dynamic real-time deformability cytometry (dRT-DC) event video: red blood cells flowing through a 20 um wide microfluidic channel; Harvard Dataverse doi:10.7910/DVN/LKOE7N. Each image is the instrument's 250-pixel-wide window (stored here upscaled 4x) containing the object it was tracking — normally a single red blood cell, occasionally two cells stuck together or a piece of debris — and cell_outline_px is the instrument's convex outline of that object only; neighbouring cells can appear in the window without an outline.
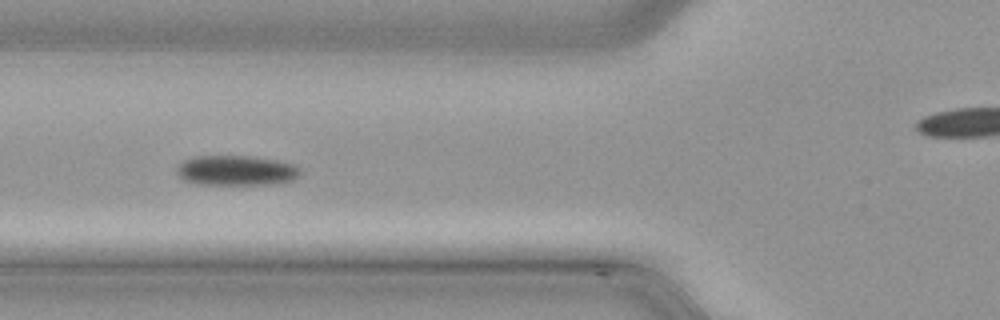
{"species": "common noctule bat (a hibernating species)", "species_latin": "Nyctalus noctula", "temperature_condition": "cold", "stored_images_in_passage": 28, "camera_frame_rate_fps": 3000, "um_per_image_px": 0.085, "animal": {"sex": "male", "body_mass_g": 21.5, "forearm_length_mm": 52.0}, "frame": {"image": 1, "passage_image": 4, "time_ms": 1.0, "image_size_px": [1000, 320], "cell_outline_px": [[300, 176], [292, 180], [272, 184], [200, 184], [184, 180], [176, 172], [176, 168], [184, 160], [192, 156], [252, 156], [276, 160], [292, 164], [300, 168]], "centroid_in_image_um": [20.08, 14.48], "position_along_channel_um": 105.7, "area_um2": 21.56}}
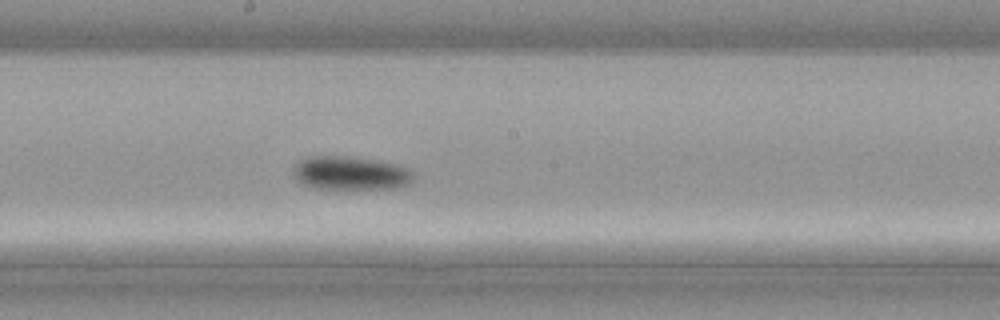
{"frame": {"image": 2, "passage_image": 12, "time_ms": 3.667, "image_size_px": [1000, 320], "cell_outline_px": [[412, 184], [396, 188], [312, 188], [296, 180], [292, 172], [292, 168], [300, 160], [308, 156], [344, 156], [372, 160], [396, 164], [412, 172]], "centroid_in_image_um": [29.74, 14.72], "position_along_channel_um": 218.5, "area_um2": 23.29}}
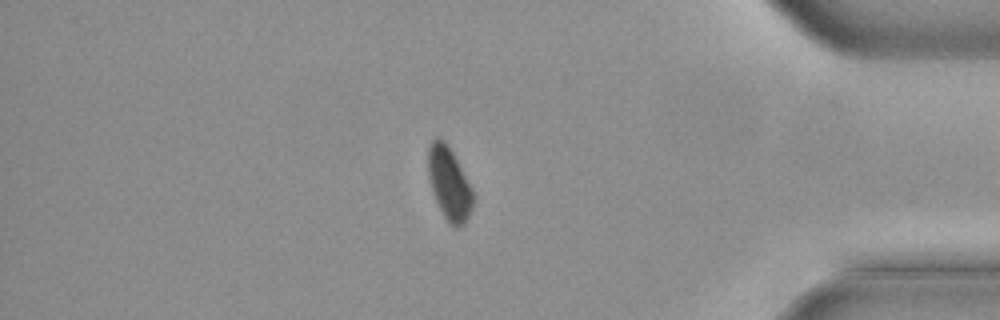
{"frame": {"image": 3, "passage_image": 27, "time_ms": 8.667, "image_size_px": [1000, 320], "cell_outline_px": [[472, 208], [464, 224], [456, 228], [444, 216], [436, 200], [432, 188], [428, 172], [428, 148], [432, 140], [436, 136], [444, 140], [448, 144], [472, 188]], "centroid_in_image_um": [38.17, 15.55], "position_along_channel_um": 397.0, "area_um2": 18.61}}